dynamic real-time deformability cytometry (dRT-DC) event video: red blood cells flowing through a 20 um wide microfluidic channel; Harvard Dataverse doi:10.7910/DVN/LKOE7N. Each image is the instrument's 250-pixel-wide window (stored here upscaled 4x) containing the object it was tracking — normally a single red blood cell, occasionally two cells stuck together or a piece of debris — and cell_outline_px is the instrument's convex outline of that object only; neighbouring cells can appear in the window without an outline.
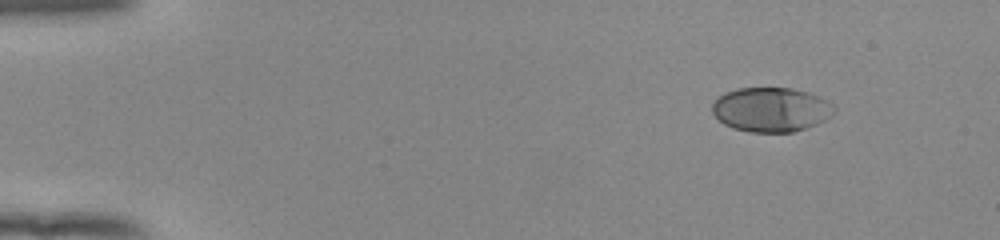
{"species": "human", "species_latin": "Homo sapiens", "temperature_condition": "room temperature", "stored_images_in_passage": 48, "camera_frame_rate_fps": 3000, "um_per_image_px": 0.085, "donor": {"sex": "female"}, "frame": {"image": 1, "passage_image": 1, "time_ms": 0.0, "image_size_px": [1000, 240], "cell_outline_px": [[836, 112], [832, 116], [816, 124], [792, 132], [748, 132], [732, 128], [724, 124], [712, 112], [712, 104], [724, 92], [736, 88], [792, 88], [808, 92], [820, 96], [828, 100], [836, 108]], "centroid_in_image_um": [65.56, 9.31], "position_along_channel_um": 19.4, "area_um2": 31.73}}
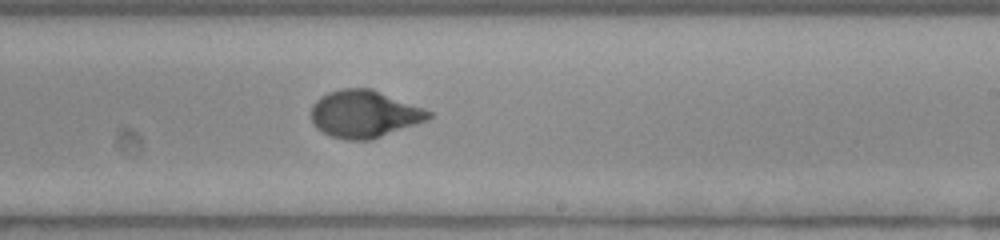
{"frame": {"image": 2, "passage_image": 28, "time_ms": 9.0, "image_size_px": [1000, 240], "cell_outline_px": [[436, 116], [428, 120], [372, 140], [344, 140], [332, 136], [316, 128], [312, 124], [312, 104], [320, 96], [328, 92], [340, 88], [372, 88], [424, 108], [432, 112]], "centroid_in_image_um": [30.99, 9.69], "position_along_channel_um": 258.0, "area_um2": 32.77}}
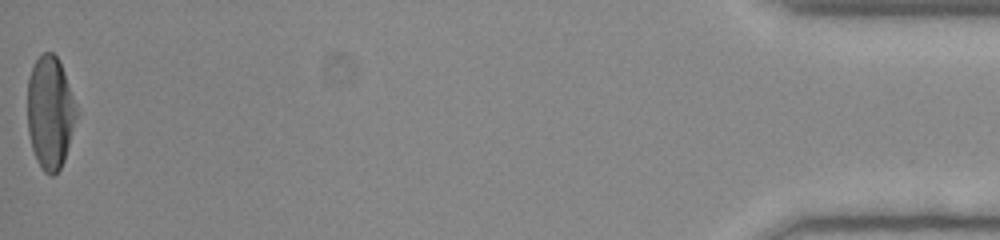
{"frame": {"image": 3, "passage_image": 48, "time_ms": 15.667, "image_size_px": [1000, 240], "cell_outline_px": [[76, 116], [64, 160], [60, 168], [52, 176], [48, 176], [44, 172], [36, 160], [32, 148], [28, 132], [28, 80], [32, 68], [36, 60], [44, 52], [52, 52], [56, 56], [64, 72], [76, 104]], "centroid_in_image_um": [4.24, 9.58], "position_along_channel_um": 431.0, "area_um2": 31.73}, "authors_computed_cell_mechanics": {"area_um2": 31.7322, "velocity_mm_per_s": 3.9336, "shape_relaxation_time_tau1_ms": 3.9773, "shape_relaxation_time_tau2_ms": null, "deformation_change_tau1": 0.1999, "deformation_change_tau2": null}}